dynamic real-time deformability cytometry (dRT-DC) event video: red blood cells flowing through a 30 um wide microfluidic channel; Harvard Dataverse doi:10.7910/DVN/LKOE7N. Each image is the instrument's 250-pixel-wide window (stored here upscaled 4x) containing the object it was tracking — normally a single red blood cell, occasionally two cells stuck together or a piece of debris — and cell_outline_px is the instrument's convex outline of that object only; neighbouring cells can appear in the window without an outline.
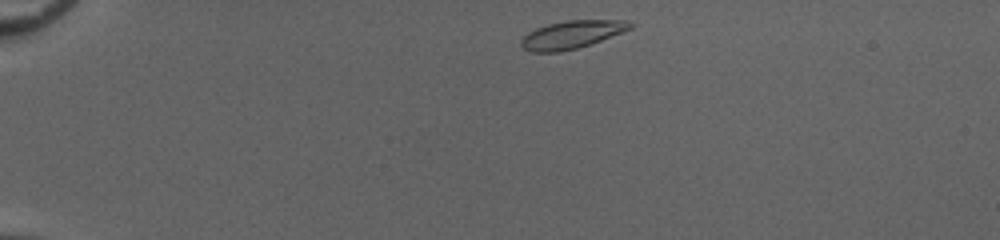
{"species": "common noctule bat (a hibernating species)", "species_latin": "Nyctalus noctula", "temperature_condition": "cold", "stored_images_in_passage": 41, "camera_frame_rate_fps": 3000, "um_per_image_px": 0.085, "animal": {"sex": "female", "body_mass_g": 20.0, "forearm_length_mm": 54.0}, "frame": {"image": 1, "passage_image": 1, "time_ms": 0.0, "image_size_px": [1000, 240], "cell_outline_px": [[636, 24], [632, 28], [600, 40], [576, 48], [560, 52], [532, 52], [524, 48], [520, 44], [520, 40], [528, 32], [536, 28], [548, 24], [568, 20], [628, 20]], "centroid_in_image_um": [48.6, 2.93], "position_along_channel_um": 36.4, "area_um2": 17.57}}
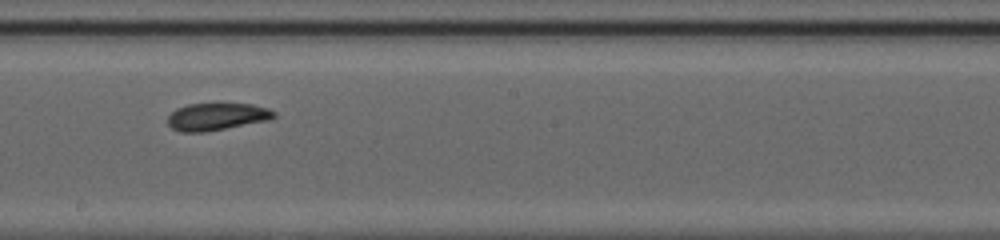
{"frame": {"image": 2, "passage_image": 21, "time_ms": 6.667, "image_size_px": [1000, 240], "cell_outline_px": [[276, 116], [272, 120], [204, 132], [180, 132], [172, 128], [168, 124], [168, 116], [176, 108], [188, 104], [252, 104], [268, 108], [276, 112]], "centroid_in_image_um": [18.45, 9.92], "position_along_channel_um": 229.7, "area_um2": 16.99}}
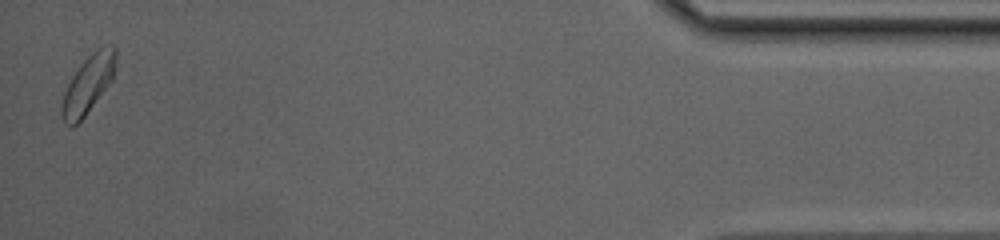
{"frame": {"image": 3, "passage_image": 41, "time_ms": 13.333, "image_size_px": [1000, 240], "cell_outline_px": [[116, 64], [112, 80], [84, 116], [72, 128], [64, 124], [60, 112], [60, 104], [64, 92], [72, 76], [80, 64], [92, 52], [100, 48], [112, 44], [116, 48]], "centroid_in_image_um": [7.47, 7.18], "position_along_channel_um": 427.7, "area_um2": 18.21}, "authors_computed_cell_mechanics": {"area_um2": 17.2822, "velocity_mm_per_s": 4.0385, "shape_relaxation_time_tau1_ms": 3.6007, "shape_relaxation_time_tau2_ms": 3.1072, "deformation_change_tau1": 0.1006, "deformation_change_tau2": 0.0838}}